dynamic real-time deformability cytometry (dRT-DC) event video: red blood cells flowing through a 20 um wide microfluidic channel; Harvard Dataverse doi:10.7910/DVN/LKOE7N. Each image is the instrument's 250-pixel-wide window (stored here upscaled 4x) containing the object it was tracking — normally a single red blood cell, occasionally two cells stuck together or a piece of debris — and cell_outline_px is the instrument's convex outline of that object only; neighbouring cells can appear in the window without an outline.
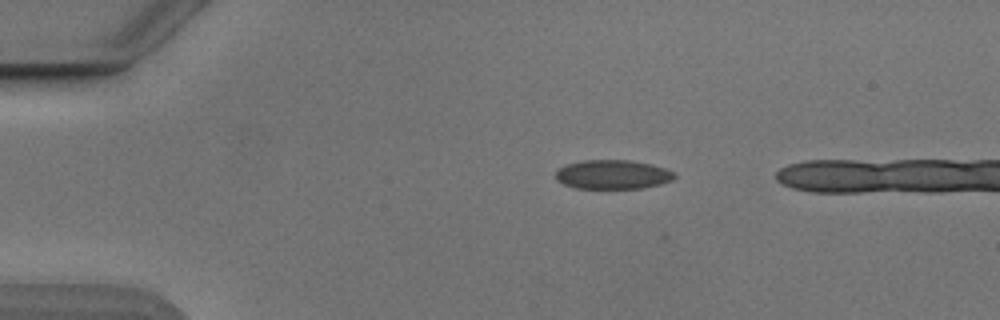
{"species": "Egyptian fruit bat (a non-hibernating species)", "species_latin": "Rousettus aegyptiacus", "temperature_condition": "cold", "stored_images_in_passage": 5, "camera_frame_rate_fps": 3000, "um_per_image_px": 0.085, "animal": {"sex": "male"}, "frame": {"image": 1, "passage_image": 1, "time_ms": 0.0, "image_size_px": [1000, 320], "cell_outline_px": [[676, 176], [672, 180], [660, 184], [644, 188], [576, 188], [564, 184], [556, 180], [556, 168], [568, 164], [584, 160], [628, 160], [652, 164], [676, 172]], "centroid_in_image_um": [52.09, 14.83], "position_along_channel_um": 32.9, "area_um2": 20.23}}